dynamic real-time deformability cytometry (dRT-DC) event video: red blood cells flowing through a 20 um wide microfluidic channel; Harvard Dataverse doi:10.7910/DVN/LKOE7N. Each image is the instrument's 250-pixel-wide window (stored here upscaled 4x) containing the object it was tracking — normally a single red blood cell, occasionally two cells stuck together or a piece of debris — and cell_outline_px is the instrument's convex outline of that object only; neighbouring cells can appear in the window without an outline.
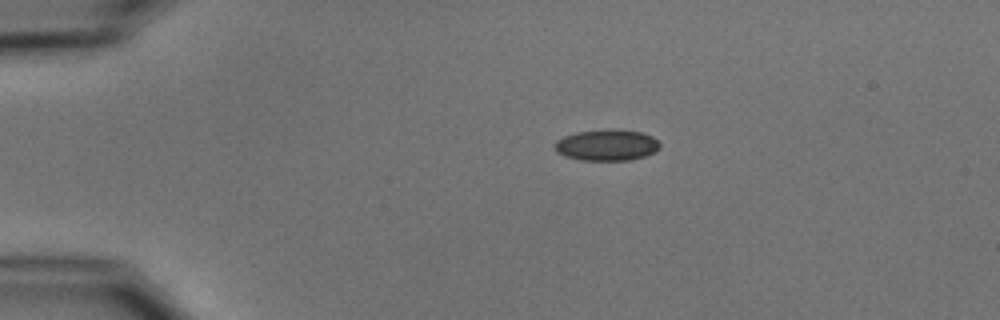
{"species": "common noctule bat (a hibernating species)", "species_latin": "Nyctalus noctula", "temperature_condition": "cold", "stored_images_in_passage": 3, "segment_of_instrument_passage": [1, 2], "camera_frame_rate_fps": 3000, "um_per_image_px": 0.085, "animal": {"sex": "male", "body_mass_g": 15.6}, "frame": {"image": 1, "passage_image": 1, "time_ms": 0.0, "image_size_px": [1000, 320], "cell_outline_px": [[660, 148], [656, 152], [632, 160], [580, 160], [564, 156], [556, 152], [552, 144], [556, 140], [564, 136], [576, 132], [640, 132], [652, 136], [660, 144]], "centroid_in_image_um": [51.54, 12.39], "position_along_channel_um": 33.5, "area_um2": 18.5}}